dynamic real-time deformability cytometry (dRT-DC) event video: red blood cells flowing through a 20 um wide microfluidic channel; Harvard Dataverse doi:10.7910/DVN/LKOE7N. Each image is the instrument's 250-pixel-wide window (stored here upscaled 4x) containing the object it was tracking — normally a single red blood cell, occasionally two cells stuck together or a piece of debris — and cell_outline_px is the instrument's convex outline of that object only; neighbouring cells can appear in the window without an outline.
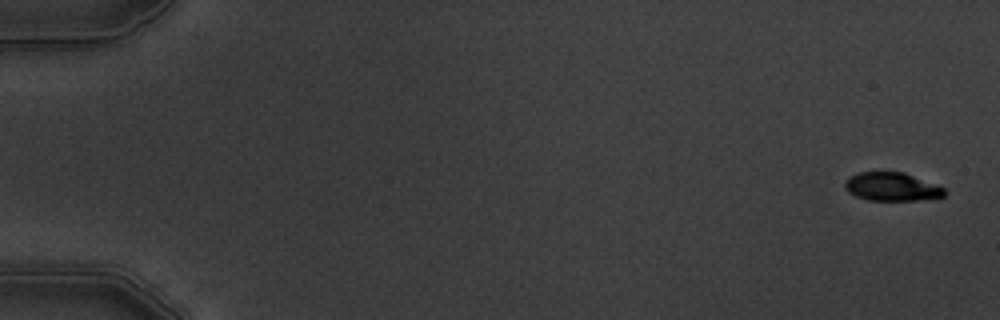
{"species": "common noctule bat (a hibernating species)", "species_latin": "Nyctalus noctula", "temperature_condition": "warm", "stored_images_in_passage": 6, "camera_frame_rate_fps": 3000, "um_per_image_px": 0.085, "animal": {"sex": "male", "body_mass_g": 19.5, "forearm_length_mm": 54.6}, "frame": {"image": 1, "passage_image": 1, "time_ms": 0.0, "image_size_px": [1000, 320], "cell_outline_px": [[944, 196], [936, 200], [868, 200], [856, 196], [848, 192], [844, 188], [844, 180], [848, 176], [860, 172], [904, 172], [944, 188]], "centroid_in_image_um": [75.79, 15.88], "position_along_channel_um": 9.2, "area_um2": 16.65}}